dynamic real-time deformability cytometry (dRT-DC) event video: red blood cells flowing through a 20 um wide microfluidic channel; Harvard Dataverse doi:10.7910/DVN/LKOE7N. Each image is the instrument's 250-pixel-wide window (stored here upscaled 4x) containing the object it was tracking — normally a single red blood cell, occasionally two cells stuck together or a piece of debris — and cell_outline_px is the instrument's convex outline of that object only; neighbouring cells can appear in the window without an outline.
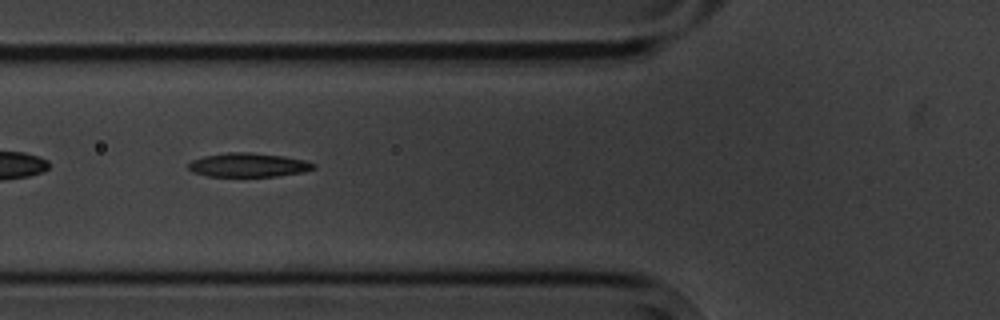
{"species": "common noctule bat (a hibernating species)", "species_latin": "Nyctalus noctula", "temperature_condition": "cold", "stored_images_in_passage": 6, "segment_of_instrument_passage": [2, 2], "camera_frame_rate_fps": 3000, "um_per_image_px": 0.085, "animal": {"sex": "male", "body_mass_g": 20.1, "forearm_length_mm": 53.5}, "frame": {"image": 1, "passage_image": 5, "time_ms": 4.667, "image_size_px": [1000, 320], "cell_outline_px": [[316, 168], [304, 172], [276, 176], [208, 176], [192, 172], [188, 168], [188, 164], [192, 160], [204, 156], [228, 152], [248, 152], [284, 156], [308, 160], [316, 164]], "centroid_in_image_um": [21.15, 14.02], "position_along_channel_um": 104.7, "area_um2": 17.57}}